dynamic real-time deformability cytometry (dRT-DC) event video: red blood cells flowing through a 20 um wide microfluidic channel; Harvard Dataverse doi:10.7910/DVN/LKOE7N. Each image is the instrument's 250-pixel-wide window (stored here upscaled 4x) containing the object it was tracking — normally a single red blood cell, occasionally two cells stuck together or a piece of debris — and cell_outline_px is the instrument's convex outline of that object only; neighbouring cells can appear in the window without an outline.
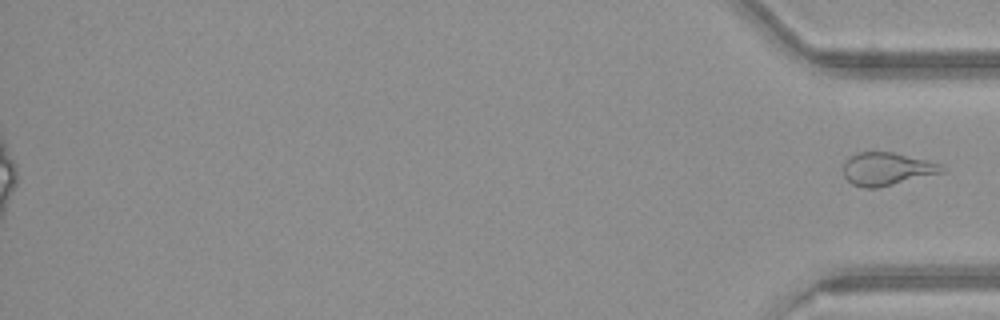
{"species": "common noctule bat (a hibernating species)", "species_latin": "Nyctalus noctula", "temperature_condition": "warm", "stored_images_in_passage": 39, "segment_of_instrument_passage": [2, 2], "camera_frame_rate_fps": 3000, "um_per_image_px": 0.085, "animal": {"sex": "female", "body_mass_g": 21.9}, "frame": {"image": 1, "passage_image": 39, "time_ms": 12.667, "image_size_px": [1000, 320], "cell_outline_px": [[948, 168], [944, 172], [876, 188], [864, 188], [852, 184], [844, 176], [844, 160], [848, 156], [860, 152], [892, 152], [928, 160], [940, 164]], "centroid_in_image_um": [75.38, 14.35], "position_along_channel_um": 359.8, "area_um2": 18.9}}